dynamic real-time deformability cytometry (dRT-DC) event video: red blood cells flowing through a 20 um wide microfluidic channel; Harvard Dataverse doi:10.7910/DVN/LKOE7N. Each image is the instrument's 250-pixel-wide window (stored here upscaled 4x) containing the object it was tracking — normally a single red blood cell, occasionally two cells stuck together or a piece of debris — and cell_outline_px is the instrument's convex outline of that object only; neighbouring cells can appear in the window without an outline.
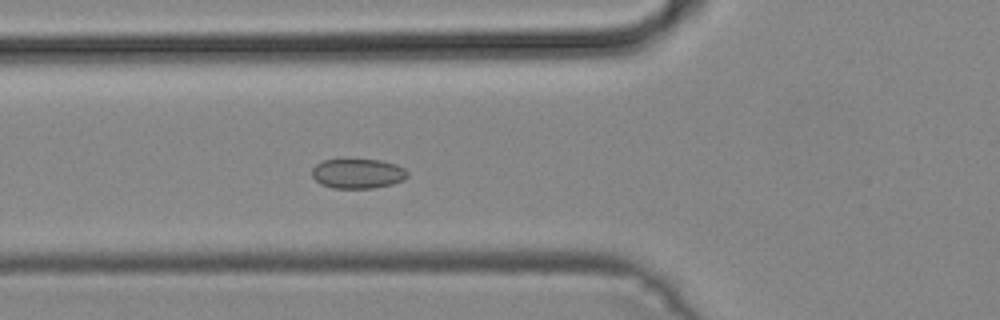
{"species": "common noctule bat (a hibernating species)", "species_latin": "Nyctalus noctula", "temperature_condition": "cold", "stored_images_in_passage": 51, "camera_frame_rate_fps": 3000, "um_per_image_px": 0.085, "animal": {"sex": "male", "body_mass_g": 19.2, "forearm_length_mm": 51.8}, "frame": {"image": 1, "passage_image": 19, "time_ms": 6.0, "image_size_px": [1000, 320], "cell_outline_px": [[408, 176], [404, 180], [392, 184], [372, 188], [332, 188], [320, 184], [312, 176], [312, 168], [316, 164], [324, 160], [380, 160], [396, 164], [404, 168], [408, 172]], "centroid_in_image_um": [30.42, 14.76], "position_along_channel_um": 95.4, "area_um2": 16.53}}
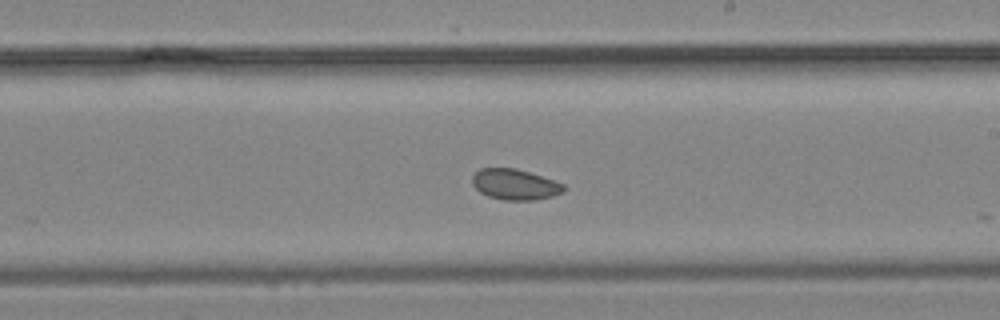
{"frame": {"image": 2, "passage_image": 30, "time_ms": 9.667, "image_size_px": [1000, 320], "cell_outline_px": [[568, 188], [564, 192], [552, 196], [536, 200], [504, 200], [488, 196], [480, 192], [472, 184], [472, 176], [480, 168], [516, 168], [564, 184]], "centroid_in_image_um": [43.78, 15.68], "position_along_channel_um": 245.2, "area_um2": 16.36}}
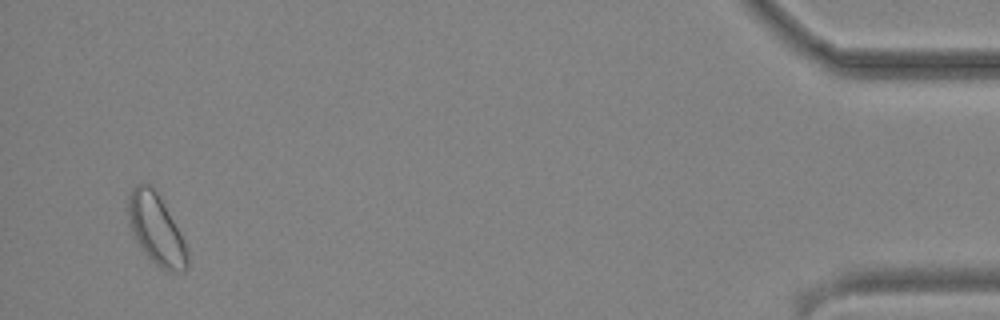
{"frame": {"image": 3, "passage_image": 49, "time_ms": 16.0, "image_size_px": [1000, 320], "cell_outline_px": [[188, 268], [184, 272], [176, 272], [160, 268], [140, 248], [128, 224], [128, 196], [132, 188], [136, 184], [148, 184], [156, 192], [180, 232], [184, 240], [188, 252]], "centroid_in_image_um": [13.27, 19.53], "position_along_channel_um": 421.9, "area_um2": 24.04}}